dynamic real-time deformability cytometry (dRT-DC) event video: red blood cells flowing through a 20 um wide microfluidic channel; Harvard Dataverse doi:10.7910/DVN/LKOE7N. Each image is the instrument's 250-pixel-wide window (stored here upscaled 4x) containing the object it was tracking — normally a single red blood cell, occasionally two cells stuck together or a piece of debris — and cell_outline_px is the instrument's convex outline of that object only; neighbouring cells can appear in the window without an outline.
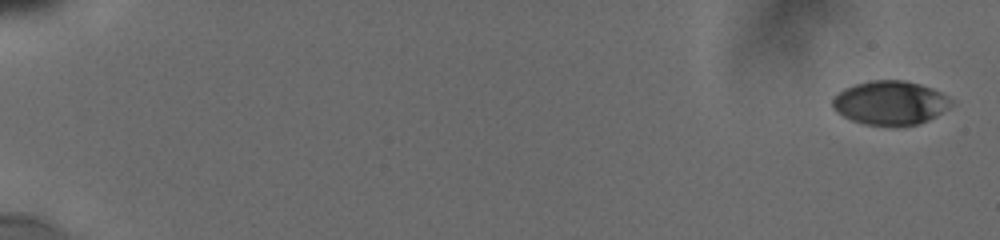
{"species": "human", "species_latin": "Homo sapiens", "temperature_condition": "cold", "stored_images_in_passage": 22, "camera_frame_rate_fps": 3000, "um_per_image_px": 0.085, "donor": {"sex": "male"}, "frame": {"image": 1, "passage_image": 1, "time_ms": 0.0, "image_size_px": [1000, 240], "cell_outline_px": [[952, 104], [948, 108], [936, 116], [928, 120], [916, 124], [864, 124], [852, 120], [836, 112], [832, 108], [832, 100], [844, 88], [856, 84], [872, 80], [904, 80], [920, 84], [932, 88], [948, 96], [952, 100]], "centroid_in_image_um": [75.67, 8.72], "position_along_channel_um": 9.3, "area_um2": 29.94}}
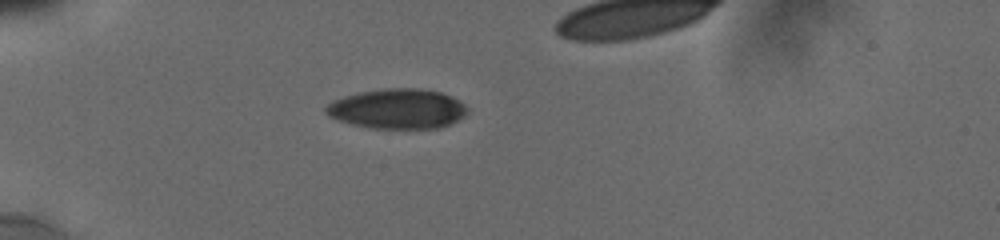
{"frame": {"image": 2, "passage_image": 10, "time_ms": 5.667, "image_size_px": [1000, 240], "cell_outline_px": [[468, 112], [464, 116], [440, 128], [372, 128], [352, 124], [328, 116], [324, 112], [324, 108], [332, 100], [344, 96], [360, 92], [384, 88], [420, 88], [440, 92], [452, 96], [460, 100], [468, 108]], "centroid_in_image_um": [33.78, 9.24], "position_along_channel_um": 51.2, "area_um2": 32.95}}
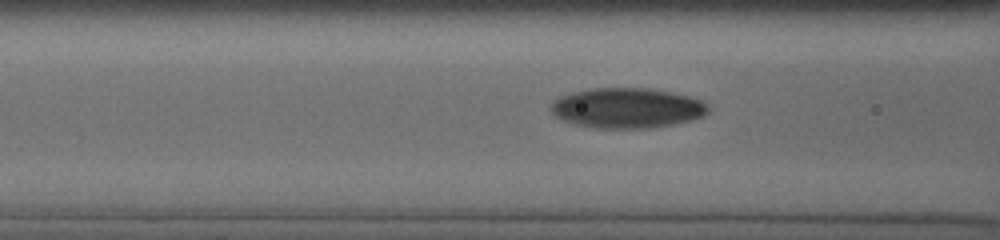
{"frame": {"image": 3, "passage_image": 19, "time_ms": 8.0, "image_size_px": [1000, 240], "cell_outline_px": [[708, 112], [700, 116], [688, 120], [672, 124], [648, 128], [596, 128], [576, 124], [564, 120], [556, 116], [548, 108], [548, 104], [552, 100], [560, 96], [572, 92], [592, 88], [644, 88], [668, 92], [688, 96], [700, 100], [708, 108]], "centroid_in_image_um": [53.2, 9.17], "position_along_channel_um": 113.4, "area_um2": 36.41}}